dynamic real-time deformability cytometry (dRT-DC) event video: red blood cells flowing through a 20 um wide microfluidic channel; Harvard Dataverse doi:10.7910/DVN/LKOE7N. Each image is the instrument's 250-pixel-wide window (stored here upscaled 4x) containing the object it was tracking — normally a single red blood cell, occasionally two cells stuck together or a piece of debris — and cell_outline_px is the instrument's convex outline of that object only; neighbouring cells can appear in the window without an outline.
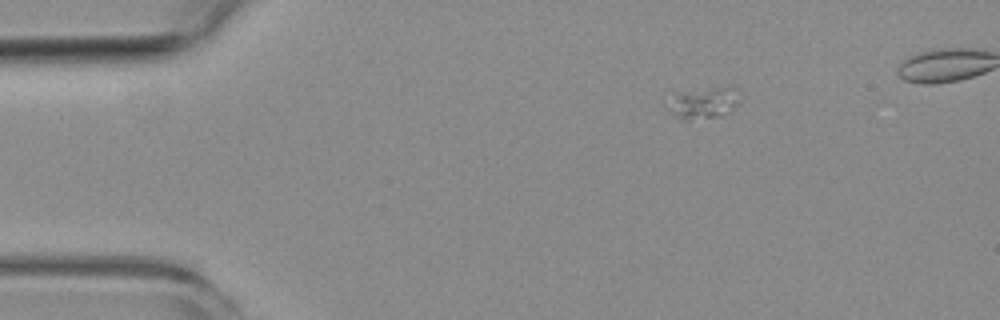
{"species": "common noctule bat (a hibernating species)", "species_latin": "Nyctalus noctula", "temperature_condition": "room temperature", "stored_images_in_passage": 3, "camera_frame_rate_fps": 3000, "um_per_image_px": 0.085, "animal": {"sex": "female", "body_mass_g": 19.3, "forearm_length_mm": 54.1}, "frame": {"image": 1, "passage_image": 1, "time_ms": 0.0, "image_size_px": [1000, 320], "cell_outline_px": [[740, 100], [728, 112], [720, 116], [688, 120], [680, 120], [672, 112], [676, 96], [688, 92], [728, 84], [732, 84], [736, 88]], "centroid_in_image_um": [60.0, 8.73], "position_along_channel_um": 25.0, "area_um2": 12.48}}